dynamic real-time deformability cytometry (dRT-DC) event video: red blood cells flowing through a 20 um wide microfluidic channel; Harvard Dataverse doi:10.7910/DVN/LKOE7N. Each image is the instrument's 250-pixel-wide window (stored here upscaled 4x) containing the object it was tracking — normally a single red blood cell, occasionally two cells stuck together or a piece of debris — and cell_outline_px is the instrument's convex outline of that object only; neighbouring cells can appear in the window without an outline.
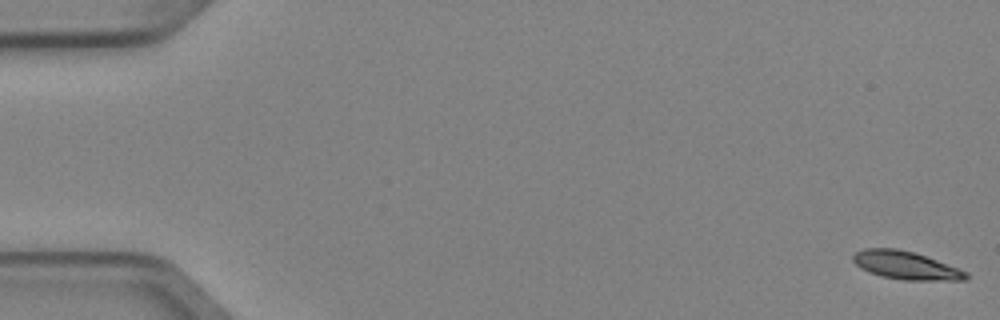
{"species": "Egyptian fruit bat (a non-hibernating species)", "species_latin": "Rousettus aegyptiacus", "temperature_condition": "cold", "stored_images_in_passage": 5, "camera_frame_rate_fps": 3000, "um_per_image_px": 0.085, "animal": {"sex": "female"}, "frame": {"image": 1, "passage_image": 1, "time_ms": 0.0, "image_size_px": [1000, 320], "cell_outline_px": [[968, 280], [900, 280], [880, 276], [860, 268], [852, 260], [852, 256], [856, 252], [864, 248], [896, 248], [916, 252], [968, 272]], "centroid_in_image_um": [76.99, 22.55], "position_along_channel_um": 8.0, "area_um2": 18.61}}
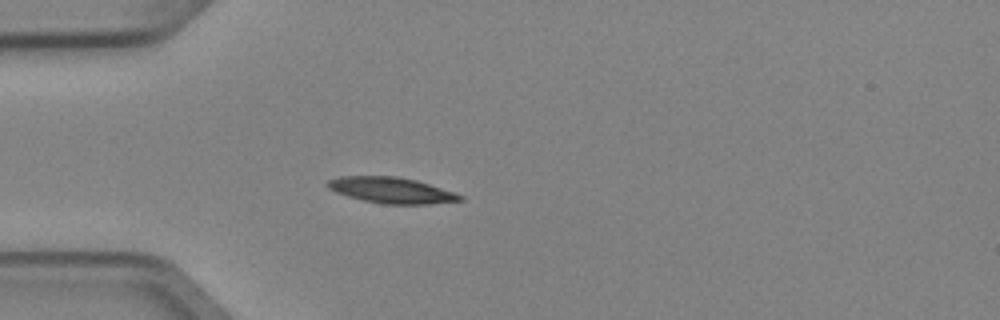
{"frame": {"image": 2, "passage_image": 5, "time_ms": 1.333, "image_size_px": [1000, 320], "cell_outline_px": [[464, 200], [428, 204], [380, 204], [348, 196], [336, 192], [328, 188], [324, 184], [328, 180], [340, 176], [396, 176], [416, 180], [464, 196]], "centroid_in_image_um": [33.23, 16.17], "position_along_channel_um": 51.8, "area_um2": 19.88}}